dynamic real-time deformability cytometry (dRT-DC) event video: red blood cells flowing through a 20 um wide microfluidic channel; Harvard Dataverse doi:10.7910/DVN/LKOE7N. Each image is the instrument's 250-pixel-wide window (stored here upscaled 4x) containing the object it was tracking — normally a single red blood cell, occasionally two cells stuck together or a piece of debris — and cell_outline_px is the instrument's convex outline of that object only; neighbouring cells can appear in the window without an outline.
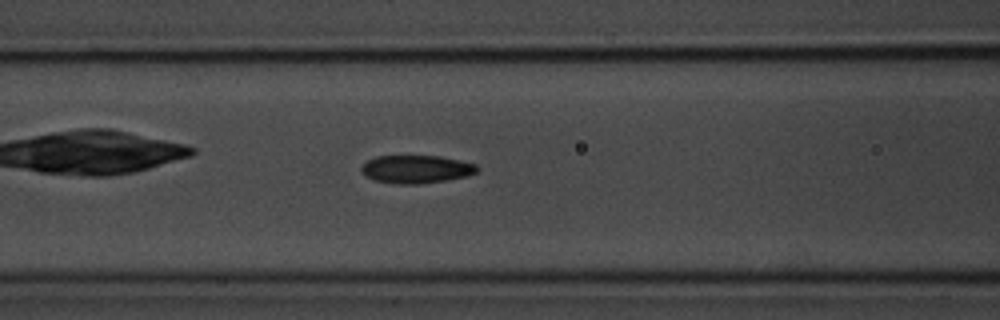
{"species": "common noctule bat (a hibernating species)", "species_latin": "Nyctalus noctula", "temperature_condition": "room temperature", "stored_images_in_passage": 51, "camera_frame_rate_fps": 3000, "um_per_image_px": 0.085, "animal": {"sex": "male", "body_mass_g": 20.1, "forearm_length_mm": 53.5}, "frame": {"image": 1, "passage_image": 22, "time_ms": 7.0, "image_size_px": [1000, 320], "cell_outline_px": [[480, 168], [476, 172], [468, 176], [448, 180], [420, 184], [392, 184], [376, 180], [364, 176], [360, 168], [368, 160], [376, 156], [440, 156], [476, 164]], "centroid_in_image_um": [35.39, 14.39], "position_along_channel_um": 131.2, "area_um2": 19.02}}
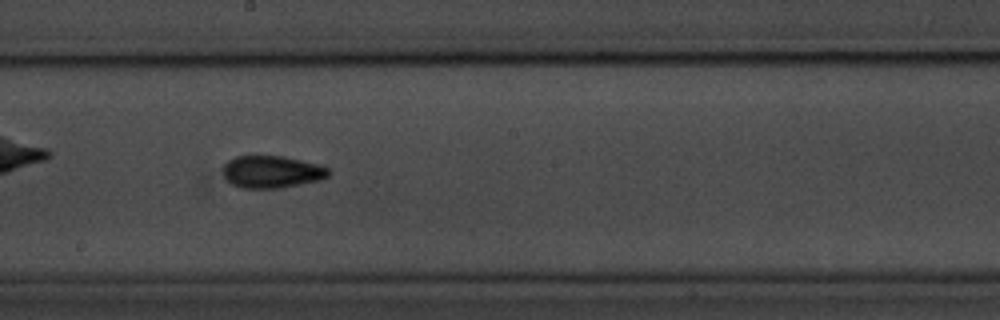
{"frame": {"image": 2, "passage_image": 30, "time_ms": 9.667, "image_size_px": [1000, 320], "cell_outline_px": [[332, 172], [328, 176], [320, 180], [280, 188], [240, 188], [232, 184], [224, 176], [224, 164], [228, 160], [236, 156], [284, 156], [316, 164], [328, 168]], "centroid_in_image_um": [23.1, 14.61], "position_along_channel_um": 225.1, "area_um2": 19.77}, "authors_computed_cell_mechanics": {"area_um2": 18.6116, "velocity_mm_per_s": 3.5192, "shape_relaxation_time_tau1_ms": 4.4635, "shape_relaxation_time_tau2_ms": 3.0078, "deformation_change_tau1": 0.1427, "deformation_change_tau2": 0.0958}}